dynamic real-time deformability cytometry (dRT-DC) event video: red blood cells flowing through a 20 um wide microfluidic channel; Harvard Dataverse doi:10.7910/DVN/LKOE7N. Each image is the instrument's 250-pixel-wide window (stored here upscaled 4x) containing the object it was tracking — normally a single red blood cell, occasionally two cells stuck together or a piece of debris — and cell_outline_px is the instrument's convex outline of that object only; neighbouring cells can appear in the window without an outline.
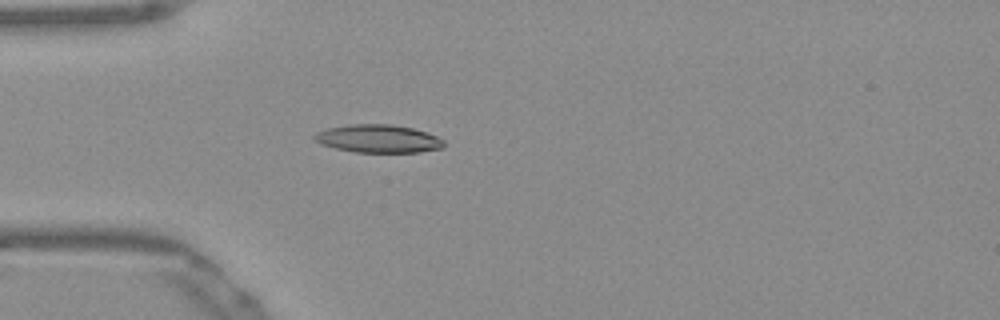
{"species": "Egyptian fruit bat (a non-hibernating species)", "species_latin": "Rousettus aegyptiacus", "temperature_condition": "warm", "stored_images_in_passage": 51, "camera_frame_rate_fps": 3000, "um_per_image_px": 0.085, "frame": {"image": 1, "passage_image": 14, "time_ms": 4.333, "image_size_px": [1000, 320], "cell_outline_px": [[444, 148], [420, 152], [356, 152], [336, 148], [320, 144], [312, 140], [312, 136], [316, 132], [328, 128], [348, 124], [392, 124], [412, 128], [436, 136], [444, 140]], "centroid_in_image_um": [32.12, 11.79], "position_along_channel_um": 52.9, "area_um2": 21.21}}
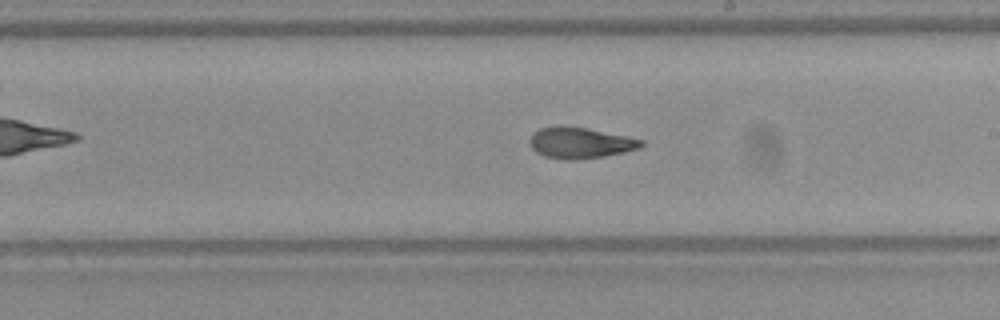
{"frame": {"image": 2, "passage_image": 29, "time_ms": 9.333, "image_size_px": [1000, 320], "cell_outline_px": [[644, 144], [640, 148], [624, 152], [604, 156], [576, 160], [568, 160], [544, 156], [536, 152], [532, 148], [528, 140], [532, 132], [540, 128], [560, 124], [588, 128], [628, 136], [644, 140]], "centroid_in_image_um": [49.29, 12.12], "position_along_channel_um": 239.7, "area_um2": 20.58}}
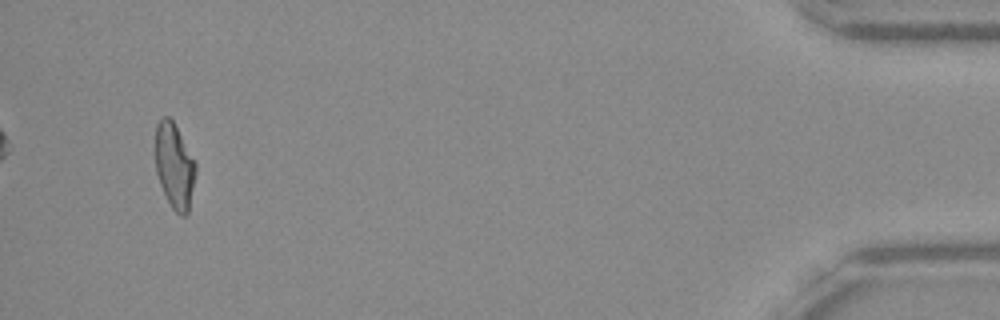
{"frame": {"image": 3, "passage_image": 49, "time_ms": 16.0, "image_size_px": [1000, 320], "cell_outline_px": [[196, 172], [188, 212], [184, 216], [180, 216], [172, 208], [160, 184], [156, 172], [156, 124], [164, 116], [168, 116], [172, 120], [196, 160]], "centroid_in_image_um": [14.84, 14.1], "position_along_channel_um": 420.4, "area_um2": 19.94}, "authors_computed_cell_mechanics": {"area_um2": 20.2878, "velocity_mm_per_s": 3.8801, "shape_relaxation_time_tau1_ms": 4.7282, "shape_relaxation_time_tau2_ms": 2.4189, "deformation_change_tau1": 0.1926, "deformation_change_tau2": 0.0998}}